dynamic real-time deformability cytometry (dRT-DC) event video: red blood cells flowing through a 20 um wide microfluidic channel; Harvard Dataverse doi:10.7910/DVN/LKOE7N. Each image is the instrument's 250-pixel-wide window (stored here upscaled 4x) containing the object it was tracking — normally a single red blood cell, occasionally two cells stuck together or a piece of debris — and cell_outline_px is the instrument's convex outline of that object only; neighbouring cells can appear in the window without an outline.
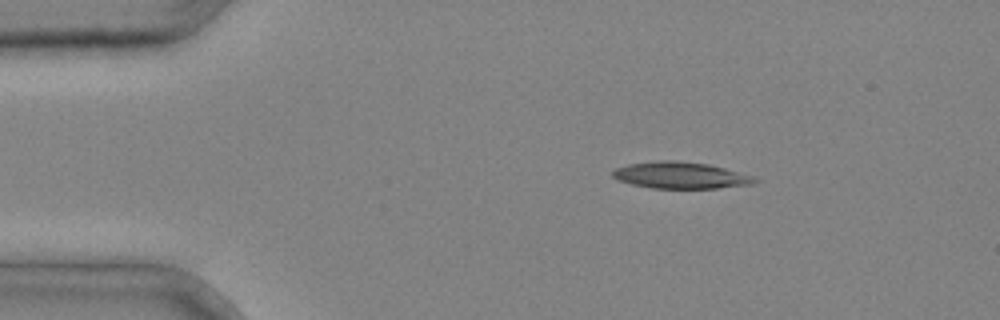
{"species": "common noctule bat (a hibernating species)", "species_latin": "Nyctalus noctula", "temperature_condition": "cold", "stored_images_in_passage": 2, "camera_frame_rate_fps": 3000, "um_per_image_px": 0.085, "animal": {"sex": "male", "body_mass_g": 20.4}, "frame": {"image": 1, "passage_image": 1, "time_ms": 0.0, "image_size_px": [1000, 320], "cell_outline_px": [[760, 180], [752, 184], [716, 188], [652, 188], [632, 184], [616, 180], [612, 176], [612, 172], [616, 168], [628, 164], [660, 160], [676, 160], [708, 164], [724, 168], [752, 176]], "centroid_in_image_um": [57.81, 14.9], "position_along_channel_um": 27.2, "area_um2": 21.91}}